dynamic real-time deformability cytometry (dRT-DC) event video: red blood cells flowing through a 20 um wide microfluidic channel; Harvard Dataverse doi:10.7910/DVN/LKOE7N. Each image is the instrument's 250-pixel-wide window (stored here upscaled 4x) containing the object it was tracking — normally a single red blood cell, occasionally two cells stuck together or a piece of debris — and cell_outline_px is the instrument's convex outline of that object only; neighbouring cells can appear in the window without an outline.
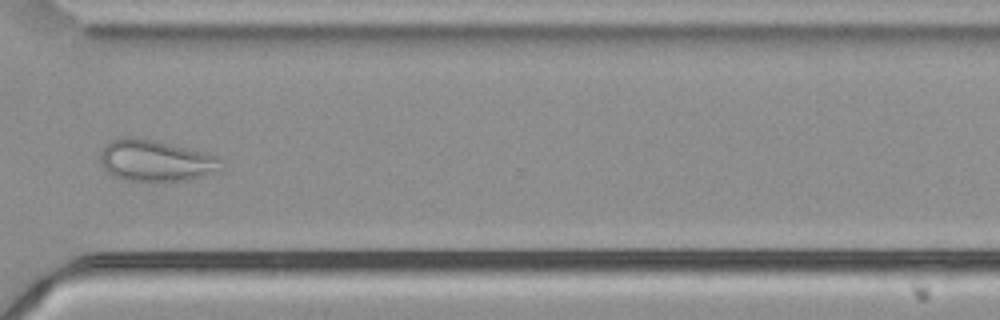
{"species": "common noctule bat (a hibernating species)", "species_latin": "Nyctalus noctula", "temperature_condition": "cold", "stored_images_in_passage": 49, "camera_frame_rate_fps": 3000, "um_per_image_px": 0.085, "animal": {"sex": "male", "body_mass_g": 21.5, "forearm_length_mm": 52.0}, "frame": {"image": 1, "passage_image": 42, "time_ms": 13.667, "image_size_px": [1000, 320], "cell_outline_px": [[224, 168], [188, 180], [124, 180], [112, 176], [104, 168], [100, 160], [100, 156], [104, 148], [112, 140], [120, 136], [128, 136], [152, 140], [208, 152], [220, 156]], "centroid_in_image_um": [13.26, 13.64], "position_along_channel_um": 357.3, "area_um2": 29.02}}